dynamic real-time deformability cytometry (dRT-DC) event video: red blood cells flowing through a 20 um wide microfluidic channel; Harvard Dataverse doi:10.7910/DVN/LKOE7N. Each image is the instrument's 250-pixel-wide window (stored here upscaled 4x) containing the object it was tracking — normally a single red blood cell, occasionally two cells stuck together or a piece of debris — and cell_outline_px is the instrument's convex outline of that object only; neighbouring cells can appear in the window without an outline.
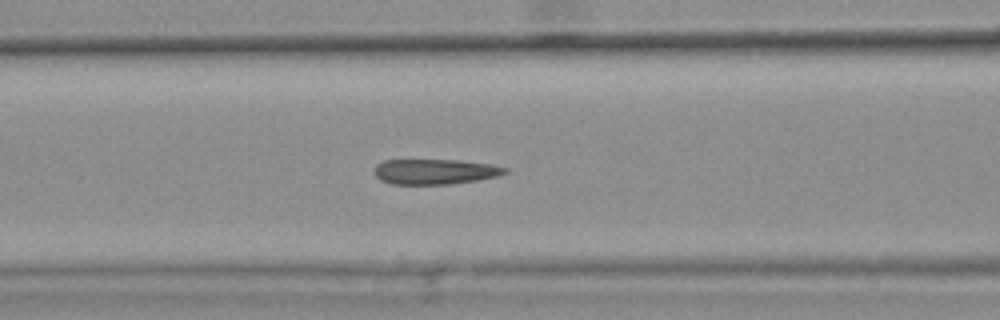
{"species": "common noctule bat (a hibernating species)", "species_latin": "Nyctalus noctula", "temperature_condition": "warm", "stored_images_in_passage": 43, "camera_frame_rate_fps": 3000, "um_per_image_px": 0.085, "animal": {"sex": "female", "body_mass_g": 25.1}, "frame": {"image": 1, "passage_image": 19, "time_ms": 6.0, "image_size_px": [1000, 320], "cell_outline_px": [[508, 172], [500, 176], [476, 180], [448, 184], [392, 184], [380, 180], [372, 172], [376, 164], [384, 160], [456, 160], [488, 164], [508, 168]], "centroid_in_image_um": [36.93, 14.59], "position_along_channel_um": 129.7, "area_um2": 19.25}, "authors_computed_cell_mechanics": {"area_um2": 20.2878, "velocity_mm_per_s": 3.8116, "shape_relaxation_time_tau1_ms": null, "shape_relaxation_time_tau2_ms": 2.7595, "deformation_change_tau1": null, "deformation_change_tau2": 0.1091}}